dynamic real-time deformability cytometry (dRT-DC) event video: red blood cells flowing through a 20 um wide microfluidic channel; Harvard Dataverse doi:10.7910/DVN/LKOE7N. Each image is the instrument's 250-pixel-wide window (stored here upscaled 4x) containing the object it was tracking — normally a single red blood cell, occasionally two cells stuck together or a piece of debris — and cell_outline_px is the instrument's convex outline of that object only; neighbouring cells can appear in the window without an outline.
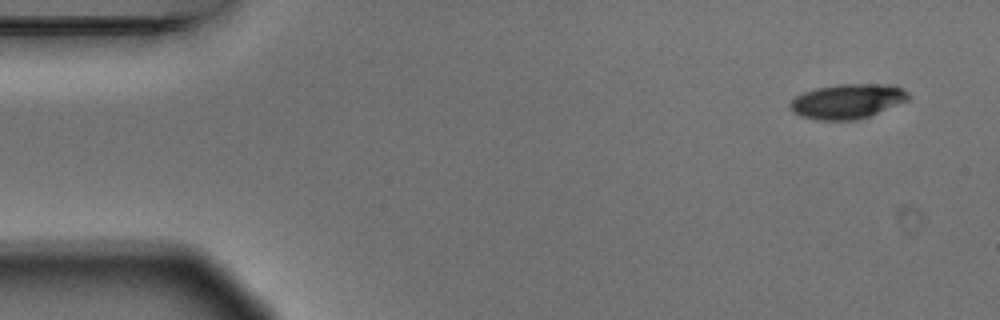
{"species": "Egyptian fruit bat (a non-hibernating species)", "species_latin": "Rousettus aegyptiacus", "temperature_condition": "warm", "stored_images_in_passage": 7, "camera_frame_rate_fps": 3000, "um_per_image_px": 0.085, "animal": {"sex": "male"}, "frame": {"image": 1, "passage_image": 1, "time_ms": 0.0, "image_size_px": [1000, 320], "cell_outline_px": [[912, 96], [908, 100], [868, 116], [856, 120], [820, 120], [804, 116], [792, 112], [788, 104], [796, 96], [804, 92], [816, 88], [836, 84], [896, 84], [908, 92]], "centroid_in_image_um": [72.06, 8.59], "position_along_channel_um": 12.9, "area_um2": 23.93}}
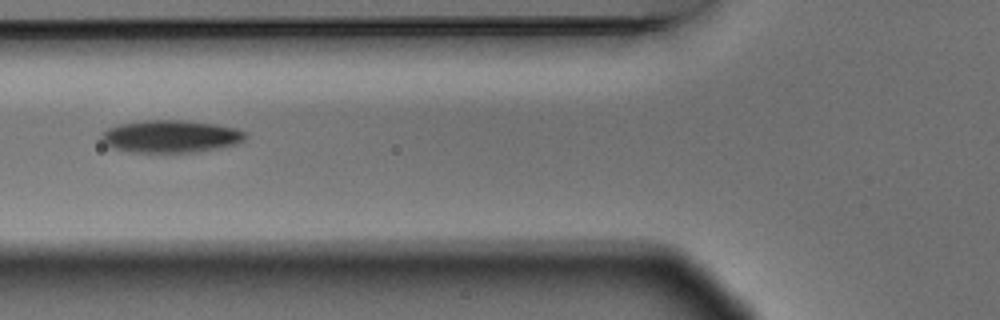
{"frame": {"image": 2, "passage_image": 5, "time_ms": 1.333, "image_size_px": [1000, 320], "cell_outline_px": [[248, 136], [244, 140], [236, 144], [200, 152], [128, 152], [112, 148], [104, 144], [100, 140], [100, 132], [108, 128], [120, 124], [144, 120], [184, 120], [216, 124], [236, 128], [244, 132]], "centroid_in_image_um": [14.47, 11.59], "position_along_channel_um": 111.3, "area_um2": 27.57}}
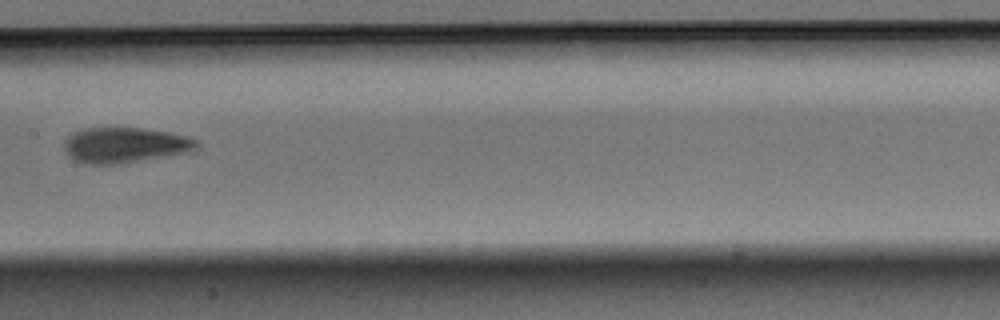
{"frame": {"image": 3, "passage_image": 7, "time_ms": 2.0, "image_size_px": [1000, 320], "cell_outline_px": [[196, 144], [188, 152], [116, 164], [88, 164], [76, 160], [68, 156], [64, 152], [64, 140], [72, 132], [84, 128], [140, 128], [168, 132], [184, 136], [196, 140]], "centroid_in_image_um": [10.5, 12.32], "position_along_channel_um": 196.9, "area_um2": 26.88}}